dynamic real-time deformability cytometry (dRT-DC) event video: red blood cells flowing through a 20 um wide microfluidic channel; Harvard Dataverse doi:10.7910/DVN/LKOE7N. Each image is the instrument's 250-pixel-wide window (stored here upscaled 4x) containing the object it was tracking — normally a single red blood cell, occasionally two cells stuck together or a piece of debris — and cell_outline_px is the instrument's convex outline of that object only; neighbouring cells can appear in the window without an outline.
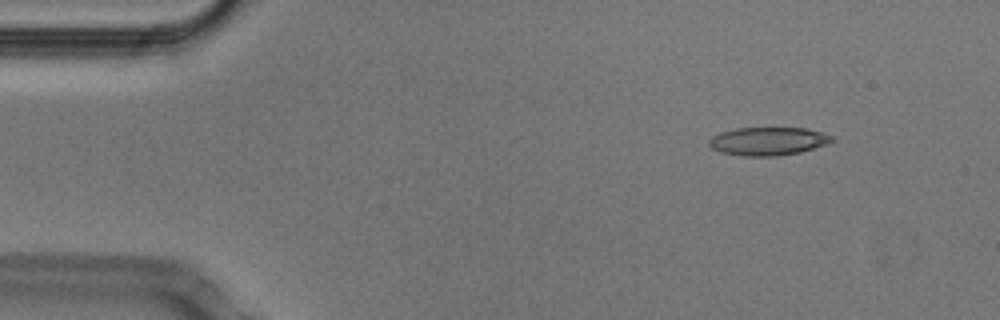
{"species": "Egyptian fruit bat (a non-hibernating species)", "species_latin": "Rousettus aegyptiacus", "temperature_condition": "cold", "stored_images_in_passage": 47, "camera_frame_rate_fps": 3000, "um_per_image_px": 0.085, "animal": {"sex": "male"}, "frame": {"image": 1, "passage_image": 1, "time_ms": 0.0, "image_size_px": [1000, 320], "cell_outline_px": [[836, 140], [828, 144], [800, 152], [776, 156], [744, 156], [720, 152], [712, 148], [708, 144], [708, 140], [712, 136], [720, 132], [736, 128], [808, 128], [832, 136]], "centroid_in_image_um": [65.28, 12.0], "position_along_channel_um": 19.7, "area_um2": 20.29}}
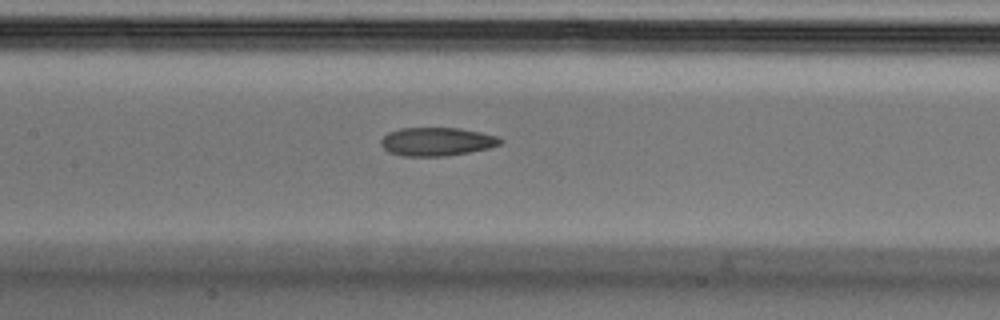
{"frame": {"image": 2, "passage_image": 19, "time_ms": 6.0, "image_size_px": [1000, 320], "cell_outline_px": [[504, 140], [500, 144], [488, 148], [468, 152], [444, 156], [404, 156], [388, 152], [380, 144], [380, 140], [388, 132], [400, 128], [460, 128], [500, 136]], "centroid_in_image_um": [37.13, 12.03], "position_along_channel_um": 170.3, "area_um2": 19.83}}
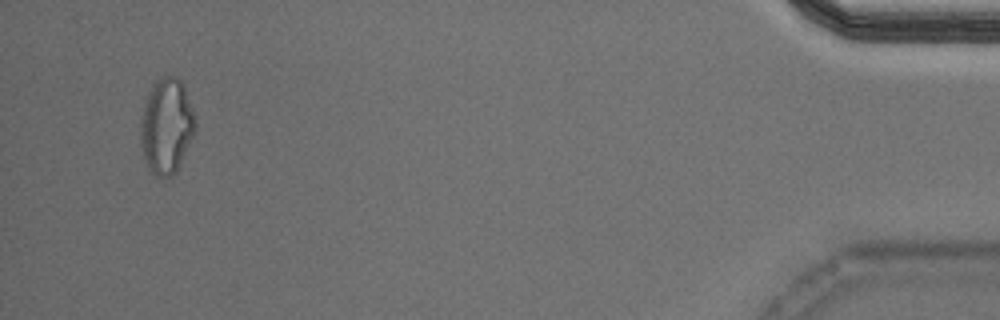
{"frame": {"image": 3, "passage_image": 45, "time_ms": 14.667, "image_size_px": [1000, 320], "cell_outline_px": [[196, 128], [180, 164], [176, 172], [172, 176], [156, 176], [148, 168], [140, 144], [140, 116], [144, 100], [152, 84], [156, 80], [164, 76], [176, 76], [180, 80], [184, 88], [196, 116]], "centroid_in_image_um": [14.13, 10.69], "position_along_channel_um": 421.1, "area_um2": 30.63}, "authors_computed_cell_mechanics": {"area_um2": 20.7502, "velocity_mm_per_s": 3.8064, "shape_relaxation_time_tau1_ms": null, "shape_relaxation_time_tau2_ms": 3.4441, "deformation_change_tau1": null, "deformation_change_tau2": 0.1039}}